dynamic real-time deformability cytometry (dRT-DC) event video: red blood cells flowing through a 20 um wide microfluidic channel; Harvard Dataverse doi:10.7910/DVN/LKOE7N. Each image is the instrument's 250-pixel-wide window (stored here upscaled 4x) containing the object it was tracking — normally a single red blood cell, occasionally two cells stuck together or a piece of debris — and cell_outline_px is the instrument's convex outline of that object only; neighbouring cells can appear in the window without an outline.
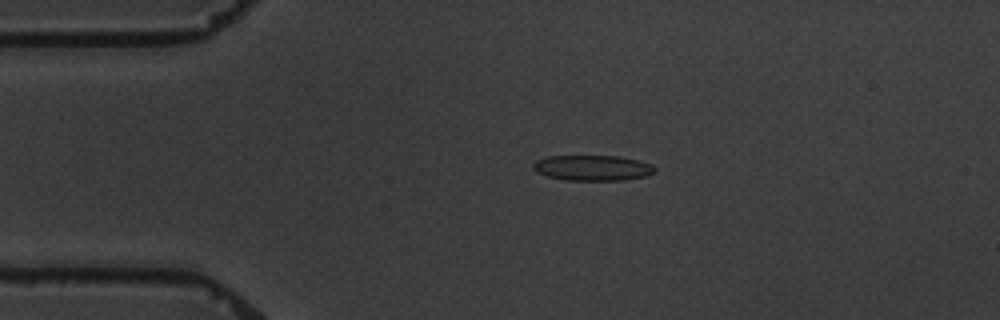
{"species": "common noctule bat (a hibernating species)", "species_latin": "Nyctalus noctula", "temperature_condition": "warm", "stored_images_in_passage": 2, "camera_frame_rate_fps": 3000, "um_per_image_px": 0.085, "animal": {"sex": "male", "body_mass_g": 19.5, "forearm_length_mm": 54.6}, "frame": {"image": 1, "passage_image": 1, "time_ms": 0.0, "image_size_px": [1000, 320], "cell_outline_px": [[656, 168], [652, 172], [644, 176], [624, 180], [564, 180], [548, 176], [536, 172], [532, 168], [532, 164], [536, 160], [548, 156], [620, 156], [652, 164]], "centroid_in_image_um": [50.32, 14.26], "position_along_channel_um": 34.7, "area_um2": 17.98}}